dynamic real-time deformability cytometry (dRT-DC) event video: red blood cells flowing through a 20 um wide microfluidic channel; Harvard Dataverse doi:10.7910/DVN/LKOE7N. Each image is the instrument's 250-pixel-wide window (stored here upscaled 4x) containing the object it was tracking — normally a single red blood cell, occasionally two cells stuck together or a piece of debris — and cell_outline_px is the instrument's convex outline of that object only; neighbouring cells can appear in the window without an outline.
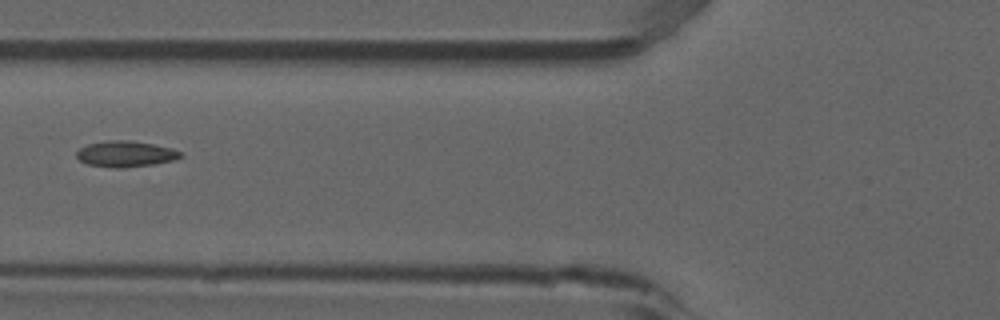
{"species": "common noctule bat (a hibernating species)", "species_latin": "Nyctalus noctula", "temperature_condition": "room temperature", "stored_images_in_passage": 3, "camera_frame_rate_fps": 3000, "um_per_image_px": 0.085, "animal": {"sex": "male", "forearm_length_mm": 52.5}, "frame": {"image": 1, "passage_image": 3, "time_ms": 0.667, "image_size_px": [1000, 320], "cell_outline_px": [[184, 156], [176, 160], [152, 164], [120, 168], [112, 168], [88, 164], [80, 160], [76, 156], [76, 152], [80, 148], [88, 144], [108, 140], [128, 140], [152, 144], [172, 148], [184, 152]], "centroid_in_image_um": [10.71, 13.08], "position_along_channel_um": 115.1, "area_um2": 15.78}}